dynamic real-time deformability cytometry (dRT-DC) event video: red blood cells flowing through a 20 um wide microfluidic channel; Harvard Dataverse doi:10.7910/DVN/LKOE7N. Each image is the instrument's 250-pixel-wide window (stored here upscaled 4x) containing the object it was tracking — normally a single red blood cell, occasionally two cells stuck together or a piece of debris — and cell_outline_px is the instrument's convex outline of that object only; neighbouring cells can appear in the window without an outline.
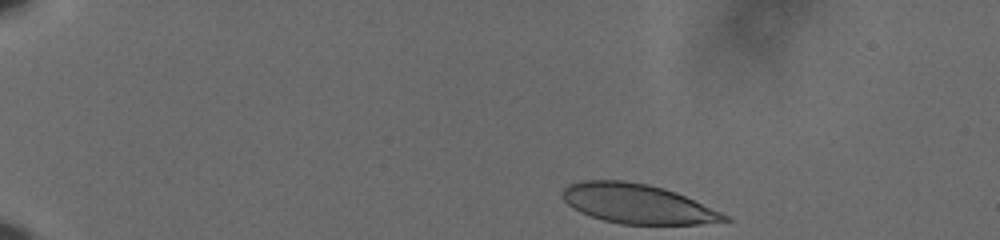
{"species": "human", "species_latin": "Homo sapiens", "temperature_condition": "cold", "stored_images_in_passage": 48, "camera_frame_rate_fps": 3000, "um_per_image_px": 0.085, "donor": {"sex": "male"}, "frame": {"image": 1, "passage_image": 1, "time_ms": 0.0, "image_size_px": [1000, 240], "cell_outline_px": [[732, 220], [700, 224], [620, 224], [604, 220], [580, 212], [572, 208], [560, 196], [564, 188], [568, 184], [580, 180], [624, 180], [648, 184], [664, 188], [676, 192], [732, 216]], "centroid_in_image_um": [54.19, 17.31], "position_along_channel_um": 30.8, "area_um2": 37.57}}
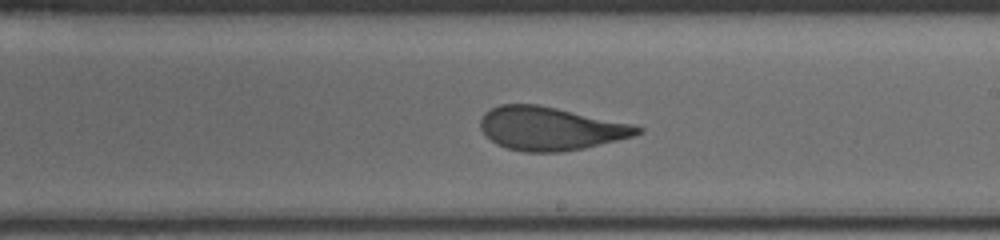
{"frame": {"image": 2, "passage_image": 27, "time_ms": 8.667, "image_size_px": [1000, 240], "cell_outline_px": [[644, 132], [632, 136], [584, 148], [564, 152], [524, 152], [508, 148], [496, 144], [480, 128], [480, 120], [484, 112], [500, 104], [536, 104], [556, 108], [632, 124], [644, 128]], "centroid_in_image_um": [46.77, 10.93], "position_along_channel_um": 242.2, "area_um2": 39.36}}
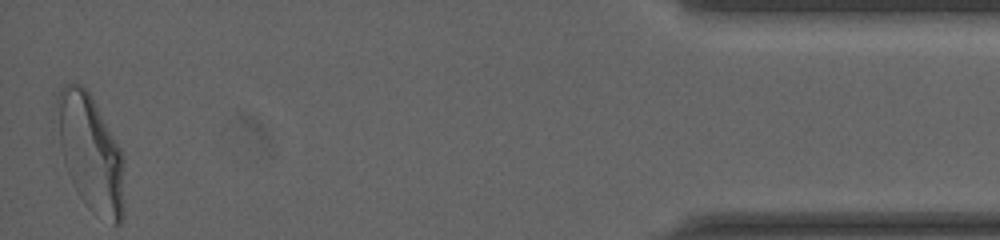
{"frame": {"image": 3, "passage_image": 48, "time_ms": 15.667, "image_size_px": [1000, 240], "cell_outline_px": [[124, 216], [120, 224], [112, 224], [96, 216], [84, 204], [76, 192], [72, 184], [64, 164], [60, 148], [56, 104], [56, 96], [60, 88], [64, 84], [72, 80], [80, 84], [88, 92], [120, 148], [124, 156]], "centroid_in_image_um": [7.7, 13.05], "position_along_channel_um": 427.5, "area_um2": 46.18}, "authors_computed_cell_mechanics": {"area_um2": 40.3155, "velocity_mm_per_s": 3.631, "shape_relaxation_time_tau1_ms": 8.6145, "shape_relaxation_time_tau2_ms": 1.0154, "deformation_change_tau1": 0.2464, "deformation_change_tau2": 0.095}}